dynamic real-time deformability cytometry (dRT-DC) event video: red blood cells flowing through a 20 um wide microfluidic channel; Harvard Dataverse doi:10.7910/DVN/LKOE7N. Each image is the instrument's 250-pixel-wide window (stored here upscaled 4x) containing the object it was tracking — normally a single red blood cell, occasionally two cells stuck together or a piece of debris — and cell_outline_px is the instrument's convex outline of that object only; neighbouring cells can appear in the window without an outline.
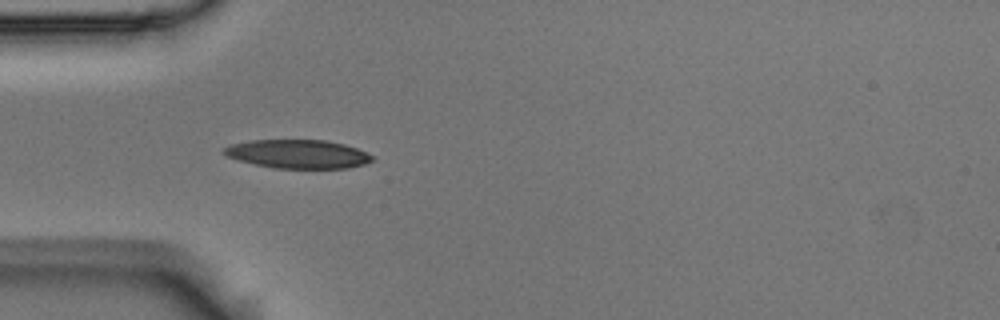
{"species": "Egyptian fruit bat (a non-hibernating species)", "species_latin": "Rousettus aegyptiacus", "temperature_condition": "room temperature", "stored_images_in_passage": 3, "camera_frame_rate_fps": 3000, "um_per_image_px": 0.085, "animal": {"sex": "male"}, "frame": {"image": 1, "passage_image": 3, "time_ms": 0.667, "image_size_px": [1000, 320], "cell_outline_px": [[376, 156], [372, 160], [364, 164], [348, 168], [272, 168], [224, 156], [220, 152], [224, 148], [232, 144], [252, 140], [324, 140], [344, 144], [356, 148]], "centroid_in_image_um": [25.32, 13.09], "position_along_channel_um": 59.7, "area_um2": 24.74}}